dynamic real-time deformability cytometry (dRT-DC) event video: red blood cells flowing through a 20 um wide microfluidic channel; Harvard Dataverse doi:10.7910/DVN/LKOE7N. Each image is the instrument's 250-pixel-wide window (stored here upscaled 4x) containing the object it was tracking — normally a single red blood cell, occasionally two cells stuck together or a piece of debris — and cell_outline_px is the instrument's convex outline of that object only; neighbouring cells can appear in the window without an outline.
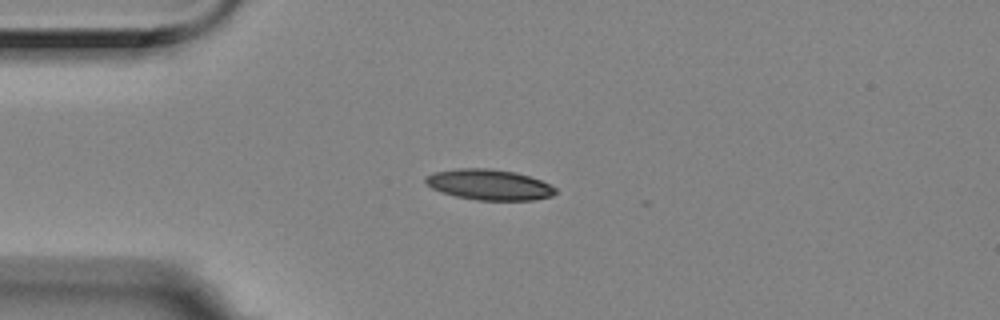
{"species": "Egyptian fruit bat (a non-hibernating species)", "species_latin": "Rousettus aegyptiacus", "temperature_condition": "room temperature", "stored_images_in_passage": 6, "camera_frame_rate_fps": 3000, "um_per_image_px": 0.085, "animal": {"sex": "female"}, "frame": {"image": 1, "passage_image": 1, "time_ms": 0.0, "image_size_px": [1000, 320], "cell_outline_px": [[556, 192], [552, 196], [532, 200], [476, 200], [456, 196], [440, 192], [432, 188], [424, 180], [424, 176], [432, 172], [460, 168], [492, 168], [516, 172], [540, 180], [556, 188]], "centroid_in_image_um": [41.54, 15.69], "position_along_channel_um": 43.5, "area_um2": 23.24}}
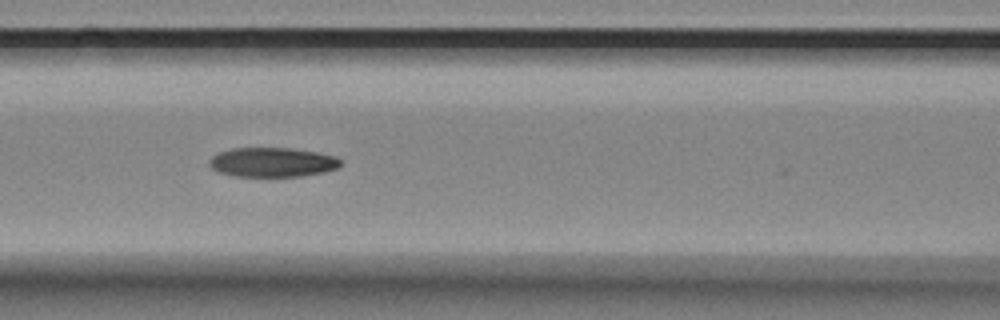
{"frame": {"image": 2, "passage_image": 4, "time_ms": 1.0, "image_size_px": [1000, 320], "cell_outline_px": [[340, 168], [324, 172], [304, 176], [232, 176], [220, 172], [212, 168], [208, 164], [208, 160], [212, 156], [220, 152], [232, 148], [292, 148], [316, 152], [336, 156], [340, 160]], "centroid_in_image_um": [23.16, 13.79], "position_along_channel_um": 143.4, "area_um2": 22.6}}
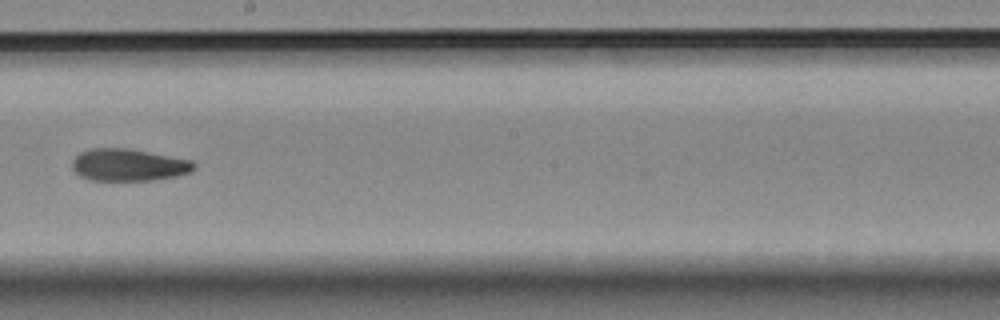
{"frame": {"image": 3, "passage_image": 6, "time_ms": 1.667, "image_size_px": [1000, 320], "cell_outline_px": [[196, 168], [192, 172], [176, 176], [156, 180], [88, 180], [80, 176], [72, 168], [72, 160], [80, 152], [92, 148], [128, 148], [192, 160], [196, 164]], "centroid_in_image_um": [10.95, 14.02], "position_along_channel_um": 237.3, "area_um2": 23.0}}